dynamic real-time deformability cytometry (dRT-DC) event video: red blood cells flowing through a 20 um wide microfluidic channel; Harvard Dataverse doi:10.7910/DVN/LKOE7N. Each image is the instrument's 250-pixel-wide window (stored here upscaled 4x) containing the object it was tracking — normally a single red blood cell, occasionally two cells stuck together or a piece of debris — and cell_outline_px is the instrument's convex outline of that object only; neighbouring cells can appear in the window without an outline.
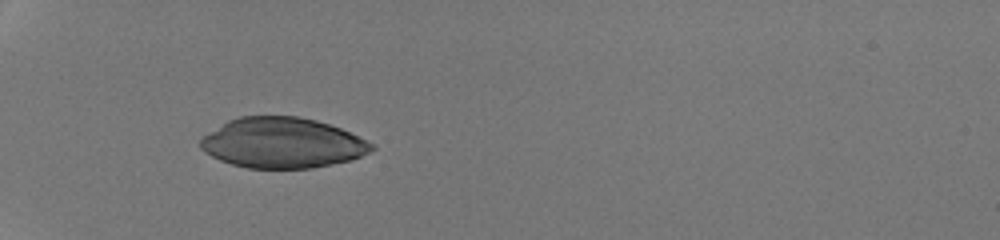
{"species": "human", "species_latin": "Homo sapiens", "temperature_condition": "room temperature", "stored_images_in_passage": 31, "camera_frame_rate_fps": 3000, "um_per_image_px": 0.085, "donor": {"sex": "male"}, "frame": {"image": 1, "passage_image": 1, "time_ms": 0.0, "image_size_px": [1000, 240], "cell_outline_px": [[376, 148], [352, 160], [312, 168], [248, 168], [232, 164], [220, 160], [204, 152], [200, 148], [200, 140], [204, 136], [228, 120], [240, 116], [300, 116], [316, 120], [340, 128], [376, 144]], "centroid_in_image_um": [24.02, 12.14], "position_along_channel_um": 61.0, "area_um2": 50.17}}
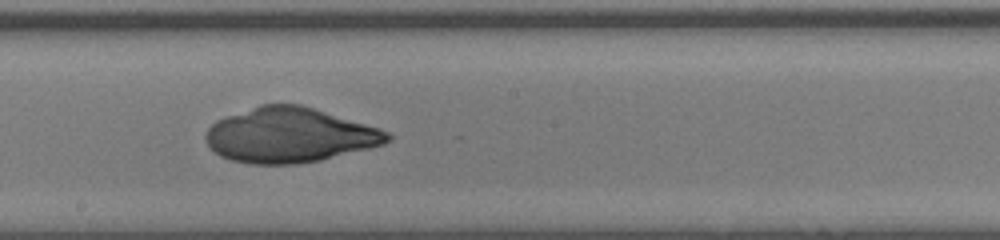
{"frame": {"image": 2, "passage_image": 14, "time_ms": 4.333, "image_size_px": [1000, 240], "cell_outline_px": [[392, 140], [384, 144], [320, 160], [296, 164], [252, 164], [232, 160], [220, 156], [204, 140], [204, 136], [208, 128], [216, 120], [260, 104], [300, 104], [380, 128], [388, 132], [392, 136]], "centroid_in_image_um": [24.61, 11.49], "position_along_channel_um": 223.6, "area_um2": 57.86}}
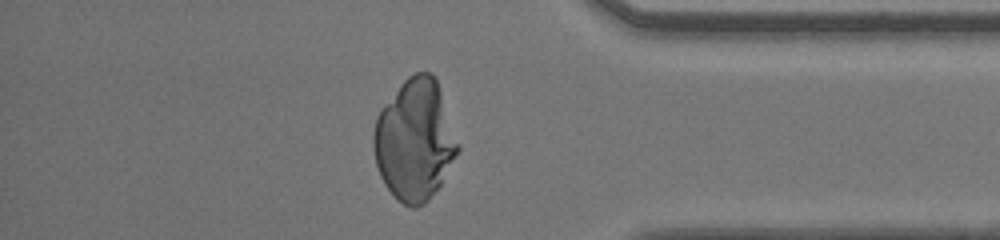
{"frame": {"image": 3, "passage_image": 27, "time_ms": 8.667, "image_size_px": [1000, 240], "cell_outline_px": [[460, 148], [440, 184], [428, 200], [424, 204], [416, 208], [412, 208], [396, 200], [384, 184], [380, 176], [376, 164], [372, 144], [372, 136], [376, 116], [380, 108], [400, 84], [408, 76], [416, 72], [432, 72], [436, 80], [460, 144]], "centroid_in_image_um": [35.22, 11.91], "position_along_channel_um": 400.0, "area_um2": 59.59}}